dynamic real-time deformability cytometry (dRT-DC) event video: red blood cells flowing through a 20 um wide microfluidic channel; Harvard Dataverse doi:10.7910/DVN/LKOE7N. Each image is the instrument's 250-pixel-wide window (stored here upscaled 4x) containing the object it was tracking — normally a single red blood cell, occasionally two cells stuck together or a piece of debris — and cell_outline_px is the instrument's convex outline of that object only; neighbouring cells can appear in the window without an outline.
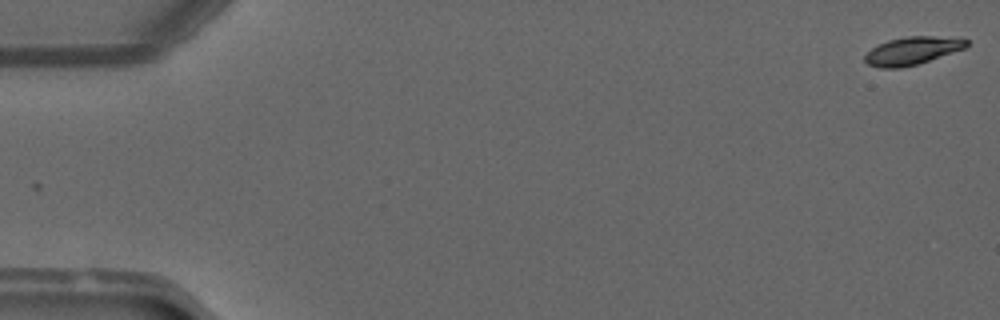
{"species": "common noctule bat (a hibernating species)", "species_latin": "Nyctalus noctula", "temperature_condition": "warm", "stored_images_in_passage": 26, "camera_frame_rate_fps": 3000, "um_per_image_px": 0.085, "animal": {"sex": "male", "forearm_length_mm": 52.5}, "frame": {"image": 1, "passage_image": 1, "time_ms": 0.0, "image_size_px": [1000, 320], "cell_outline_px": [[968, 44], [964, 48], [916, 64], [900, 68], [880, 68], [868, 64], [864, 60], [864, 56], [872, 48], [888, 40], [908, 36], [932, 36], [968, 40]], "centroid_in_image_um": [77.48, 4.32], "position_along_channel_um": 7.5, "area_um2": 16.01}}
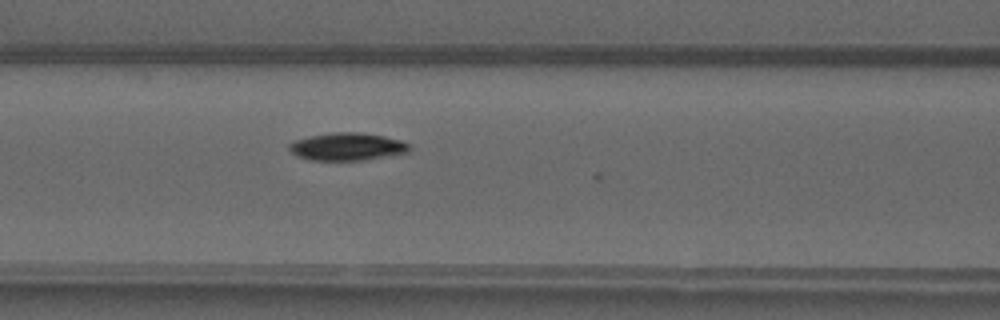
{"frame": {"image": 2, "passage_image": 22, "time_ms": 7.0, "image_size_px": [1000, 320], "cell_outline_px": [[412, 148], [408, 152], [364, 160], [308, 160], [296, 156], [288, 148], [288, 144], [296, 140], [308, 136], [332, 132], [360, 132], [384, 136], [400, 140], [412, 144]], "centroid_in_image_um": [29.52, 12.46], "position_along_channel_um": 137.1, "area_um2": 19.54}}
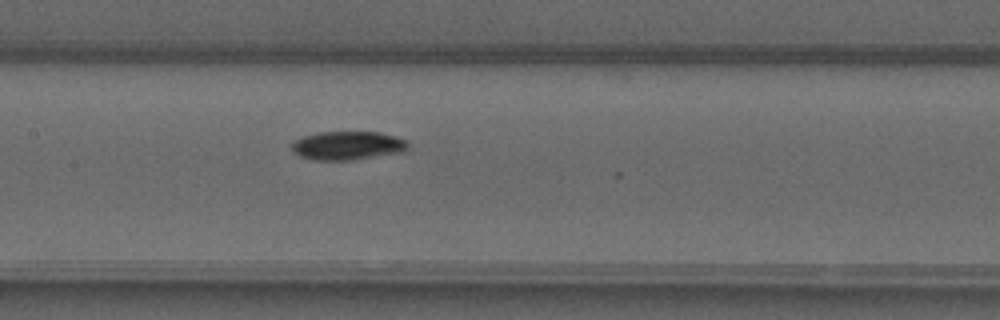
{"frame": {"image": 3, "passage_image": 25, "time_ms": 8.0, "image_size_px": [1000, 320], "cell_outline_px": [[408, 148], [404, 152], [352, 160], [312, 160], [300, 156], [292, 152], [292, 140], [316, 132], [380, 132], [396, 136], [408, 140]], "centroid_in_image_um": [29.55, 12.37], "position_along_channel_um": 177.9, "area_um2": 19.71}}